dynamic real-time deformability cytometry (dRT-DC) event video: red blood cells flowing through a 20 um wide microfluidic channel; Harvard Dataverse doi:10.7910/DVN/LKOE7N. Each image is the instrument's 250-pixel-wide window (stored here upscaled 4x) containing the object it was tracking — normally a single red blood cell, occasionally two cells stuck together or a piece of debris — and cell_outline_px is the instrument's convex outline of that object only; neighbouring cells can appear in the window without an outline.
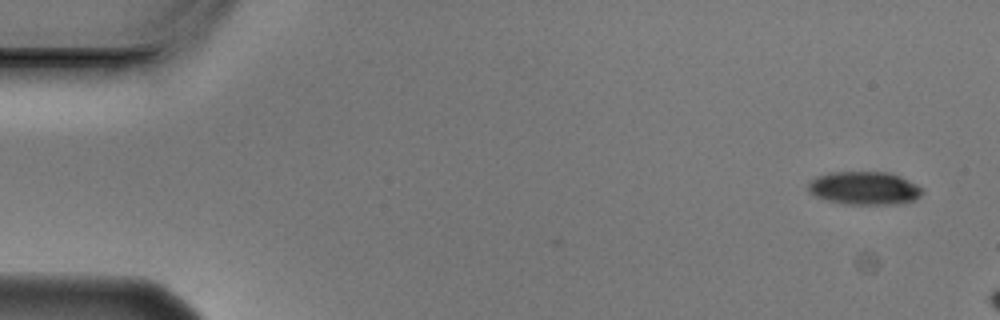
{"species": "Egyptian fruit bat (a non-hibernating species)", "species_latin": "Rousettus aegyptiacus", "temperature_condition": "cold", "stored_images_in_passage": 3, "camera_frame_rate_fps": 3000, "um_per_image_px": 0.085, "animal": {"sex": "male"}, "frame": {"image": 1, "passage_image": 1, "time_ms": 0.0, "image_size_px": [1000, 320], "cell_outline_px": [[924, 192], [916, 200], [896, 204], [844, 204], [828, 200], [816, 196], [808, 192], [808, 184], [816, 176], [828, 172], [888, 172], [900, 176], [924, 188]], "centroid_in_image_um": [73.49, 15.99], "position_along_channel_um": 11.5, "area_um2": 22.2}}